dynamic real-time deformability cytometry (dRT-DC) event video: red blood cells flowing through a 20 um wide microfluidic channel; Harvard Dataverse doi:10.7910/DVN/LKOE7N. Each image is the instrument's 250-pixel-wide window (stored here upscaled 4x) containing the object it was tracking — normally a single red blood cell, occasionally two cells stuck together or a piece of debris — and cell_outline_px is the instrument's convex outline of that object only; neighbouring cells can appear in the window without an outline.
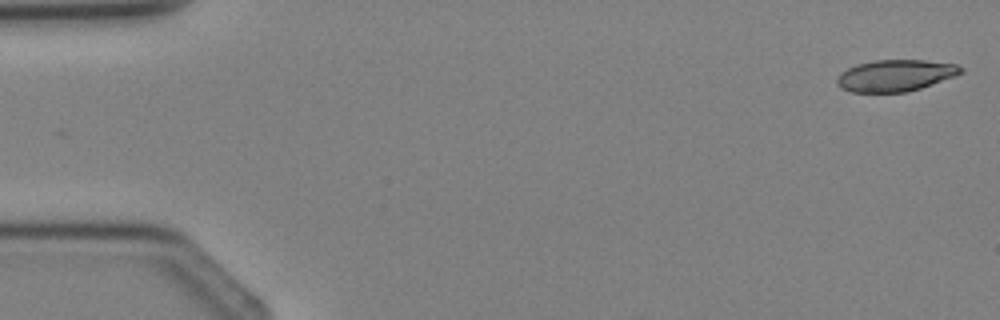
{"species": "Egyptian fruit bat (a non-hibernating species)", "species_latin": "Rousettus aegyptiacus", "temperature_condition": "cold", "stored_images_in_passage": 4, "camera_frame_rate_fps": 3000, "um_per_image_px": 0.085, "animal": {"sex": "female"}, "frame": {"image": 1, "passage_image": 1, "time_ms": 0.0, "image_size_px": [1000, 320], "cell_outline_px": [[964, 72], [920, 88], [904, 92], [852, 92], [840, 88], [836, 84], [836, 80], [840, 72], [856, 64], [872, 60], [924, 60], [956, 64], [964, 68]], "centroid_in_image_um": [76.06, 6.41], "position_along_channel_um": 8.9, "area_um2": 22.77}}
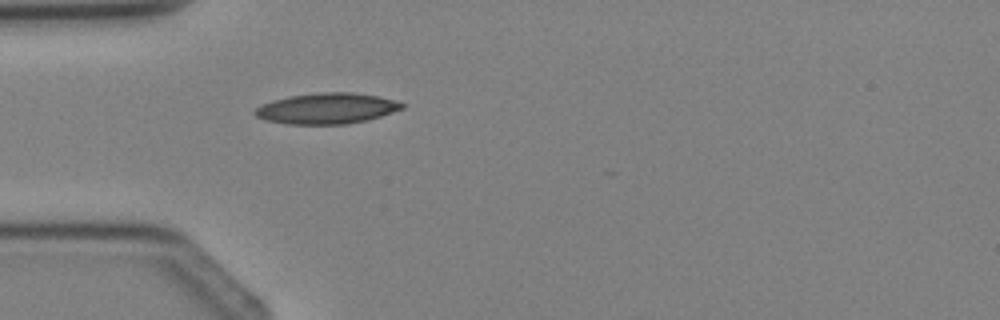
{"frame": {"image": 2, "passage_image": 4, "time_ms": 3.333, "image_size_px": [1000, 320], "cell_outline_px": [[404, 108], [368, 120], [348, 124], [288, 124], [264, 120], [256, 116], [252, 112], [256, 108], [272, 100], [292, 96], [316, 92], [352, 92], [376, 96], [396, 100], [404, 104]], "centroid_in_image_um": [27.77, 9.22], "position_along_channel_um": 57.2, "area_um2": 26.36}}